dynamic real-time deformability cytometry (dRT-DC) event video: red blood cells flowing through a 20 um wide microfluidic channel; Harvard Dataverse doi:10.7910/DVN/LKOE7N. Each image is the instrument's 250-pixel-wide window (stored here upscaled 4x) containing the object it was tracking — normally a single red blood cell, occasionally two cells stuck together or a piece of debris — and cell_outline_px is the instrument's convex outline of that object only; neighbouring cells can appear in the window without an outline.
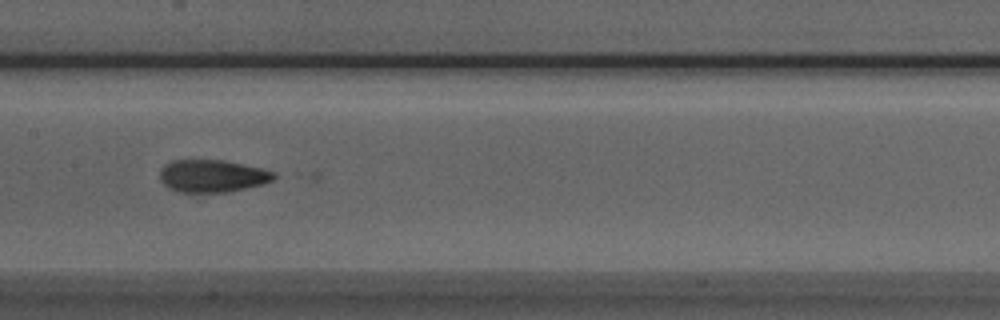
{"species": "Egyptian fruit bat (a non-hibernating species)", "species_latin": "Rousettus aegyptiacus", "temperature_condition": "room temperature", "stored_images_in_passage": 40, "camera_frame_rate_fps": 3000, "um_per_image_px": 0.085, "animal": {"sex": "male"}, "frame": {"image": 1, "passage_image": 22, "time_ms": 7.0, "image_size_px": [1000, 320], "cell_outline_px": [[276, 176], [272, 180], [264, 184], [228, 192], [180, 192], [168, 188], [160, 180], [160, 168], [164, 164], [172, 160], [224, 160], [260, 168], [272, 172]], "centroid_in_image_um": [18.0, 14.96], "position_along_channel_um": 189.4, "area_um2": 21.56}}
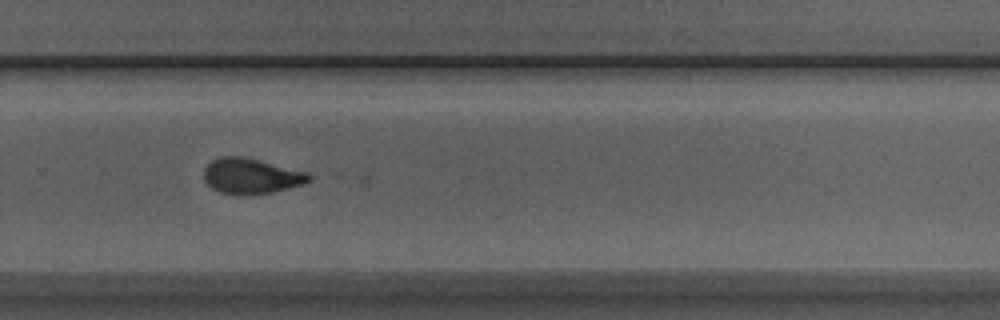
{"frame": {"image": 2, "passage_image": 31, "time_ms": 10.0, "image_size_px": [1000, 320], "cell_outline_px": [[312, 180], [304, 184], [272, 192], [252, 196], [236, 196], [220, 192], [212, 188], [204, 180], [204, 168], [212, 160], [220, 156], [244, 156], [308, 172], [312, 176]], "centroid_in_image_um": [21.35, 14.98], "position_along_channel_um": 308.4, "area_um2": 22.2}}
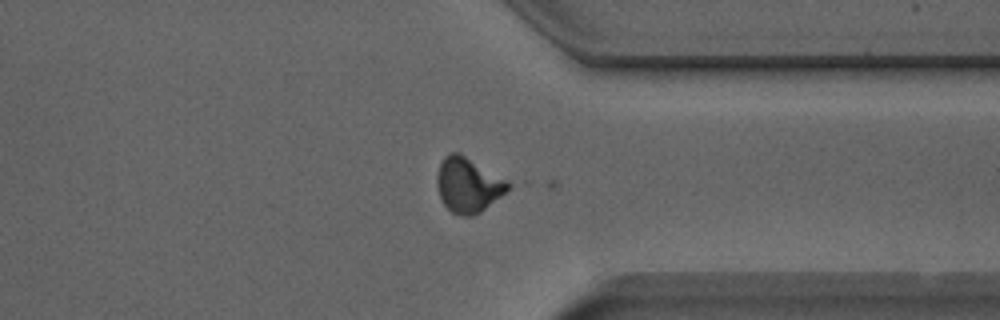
{"frame": {"image": 3, "passage_image": 36, "time_ms": 11.667, "image_size_px": [1000, 320], "cell_outline_px": [[516, 184], [480, 212], [472, 216], [460, 216], [452, 212], [444, 204], [440, 196], [436, 184], [436, 176], [440, 164], [444, 156], [448, 152], [460, 152]], "centroid_in_image_um": [39.82, 15.69], "position_along_channel_um": 371.6, "area_um2": 23.12}}